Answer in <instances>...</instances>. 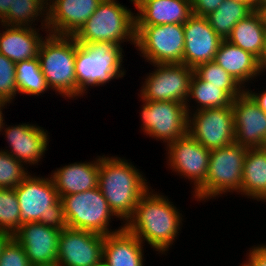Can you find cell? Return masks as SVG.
Returning <instances> with one entry per match:
<instances>
[{
	"instance_id": "37",
	"label": "cell",
	"mask_w": 266,
	"mask_h": 266,
	"mask_svg": "<svg viewBox=\"0 0 266 266\" xmlns=\"http://www.w3.org/2000/svg\"><path fill=\"white\" fill-rule=\"evenodd\" d=\"M248 262L252 266H266V246L255 247L250 250Z\"/></svg>"
},
{
	"instance_id": "5",
	"label": "cell",
	"mask_w": 266,
	"mask_h": 266,
	"mask_svg": "<svg viewBox=\"0 0 266 266\" xmlns=\"http://www.w3.org/2000/svg\"><path fill=\"white\" fill-rule=\"evenodd\" d=\"M73 37L84 45L110 42L120 46L119 43L127 38L136 44L135 16L115 0H102Z\"/></svg>"
},
{
	"instance_id": "20",
	"label": "cell",
	"mask_w": 266,
	"mask_h": 266,
	"mask_svg": "<svg viewBox=\"0 0 266 266\" xmlns=\"http://www.w3.org/2000/svg\"><path fill=\"white\" fill-rule=\"evenodd\" d=\"M142 242L125 227L104 236V266H143Z\"/></svg>"
},
{
	"instance_id": "16",
	"label": "cell",
	"mask_w": 266,
	"mask_h": 266,
	"mask_svg": "<svg viewBox=\"0 0 266 266\" xmlns=\"http://www.w3.org/2000/svg\"><path fill=\"white\" fill-rule=\"evenodd\" d=\"M235 142L248 148H262L266 134V113L243 91L232 101Z\"/></svg>"
},
{
	"instance_id": "43",
	"label": "cell",
	"mask_w": 266,
	"mask_h": 266,
	"mask_svg": "<svg viewBox=\"0 0 266 266\" xmlns=\"http://www.w3.org/2000/svg\"><path fill=\"white\" fill-rule=\"evenodd\" d=\"M4 105H6V102L5 101H3V100H1L0 99V131H1V127H3L2 125H4V123H3V116H2V106L4 107Z\"/></svg>"
},
{
	"instance_id": "19",
	"label": "cell",
	"mask_w": 266,
	"mask_h": 266,
	"mask_svg": "<svg viewBox=\"0 0 266 266\" xmlns=\"http://www.w3.org/2000/svg\"><path fill=\"white\" fill-rule=\"evenodd\" d=\"M139 10L135 25L184 24L192 15L191 0H131Z\"/></svg>"
},
{
	"instance_id": "38",
	"label": "cell",
	"mask_w": 266,
	"mask_h": 266,
	"mask_svg": "<svg viewBox=\"0 0 266 266\" xmlns=\"http://www.w3.org/2000/svg\"><path fill=\"white\" fill-rule=\"evenodd\" d=\"M253 100L258 104L259 108H261L266 113V91L264 93L257 95L252 93L251 91H246Z\"/></svg>"
},
{
	"instance_id": "22",
	"label": "cell",
	"mask_w": 266,
	"mask_h": 266,
	"mask_svg": "<svg viewBox=\"0 0 266 266\" xmlns=\"http://www.w3.org/2000/svg\"><path fill=\"white\" fill-rule=\"evenodd\" d=\"M100 158L94 163H74L58 169L51 177L61 199L98 187Z\"/></svg>"
},
{
	"instance_id": "47",
	"label": "cell",
	"mask_w": 266,
	"mask_h": 266,
	"mask_svg": "<svg viewBox=\"0 0 266 266\" xmlns=\"http://www.w3.org/2000/svg\"><path fill=\"white\" fill-rule=\"evenodd\" d=\"M30 266H57V264H52V265H30Z\"/></svg>"
},
{
	"instance_id": "14",
	"label": "cell",
	"mask_w": 266,
	"mask_h": 266,
	"mask_svg": "<svg viewBox=\"0 0 266 266\" xmlns=\"http://www.w3.org/2000/svg\"><path fill=\"white\" fill-rule=\"evenodd\" d=\"M183 27V64L194 69L201 63L214 61L223 39L210 26L207 17L192 14Z\"/></svg>"
},
{
	"instance_id": "39",
	"label": "cell",
	"mask_w": 266,
	"mask_h": 266,
	"mask_svg": "<svg viewBox=\"0 0 266 266\" xmlns=\"http://www.w3.org/2000/svg\"><path fill=\"white\" fill-rule=\"evenodd\" d=\"M13 0H0V19L1 22L7 17L10 5H12Z\"/></svg>"
},
{
	"instance_id": "4",
	"label": "cell",
	"mask_w": 266,
	"mask_h": 266,
	"mask_svg": "<svg viewBox=\"0 0 266 266\" xmlns=\"http://www.w3.org/2000/svg\"><path fill=\"white\" fill-rule=\"evenodd\" d=\"M122 48L110 42H76L75 74L77 96L86 91V86L103 85L115 77L124 76L120 70Z\"/></svg>"
},
{
	"instance_id": "10",
	"label": "cell",
	"mask_w": 266,
	"mask_h": 266,
	"mask_svg": "<svg viewBox=\"0 0 266 266\" xmlns=\"http://www.w3.org/2000/svg\"><path fill=\"white\" fill-rule=\"evenodd\" d=\"M144 132L168 144L188 133V105L174 101H144Z\"/></svg>"
},
{
	"instance_id": "42",
	"label": "cell",
	"mask_w": 266,
	"mask_h": 266,
	"mask_svg": "<svg viewBox=\"0 0 266 266\" xmlns=\"http://www.w3.org/2000/svg\"><path fill=\"white\" fill-rule=\"evenodd\" d=\"M255 11L259 14L261 21L266 29V3L257 6L255 8Z\"/></svg>"
},
{
	"instance_id": "18",
	"label": "cell",
	"mask_w": 266,
	"mask_h": 266,
	"mask_svg": "<svg viewBox=\"0 0 266 266\" xmlns=\"http://www.w3.org/2000/svg\"><path fill=\"white\" fill-rule=\"evenodd\" d=\"M102 0H55L47 8L44 25L53 35L74 36ZM52 25V26H51Z\"/></svg>"
},
{
	"instance_id": "23",
	"label": "cell",
	"mask_w": 266,
	"mask_h": 266,
	"mask_svg": "<svg viewBox=\"0 0 266 266\" xmlns=\"http://www.w3.org/2000/svg\"><path fill=\"white\" fill-rule=\"evenodd\" d=\"M9 27L3 34L0 33V53L14 63L37 58L43 39L35 29L31 26Z\"/></svg>"
},
{
	"instance_id": "45",
	"label": "cell",
	"mask_w": 266,
	"mask_h": 266,
	"mask_svg": "<svg viewBox=\"0 0 266 266\" xmlns=\"http://www.w3.org/2000/svg\"><path fill=\"white\" fill-rule=\"evenodd\" d=\"M236 1L250 2L253 5V8H254V0H236Z\"/></svg>"
},
{
	"instance_id": "24",
	"label": "cell",
	"mask_w": 266,
	"mask_h": 266,
	"mask_svg": "<svg viewBox=\"0 0 266 266\" xmlns=\"http://www.w3.org/2000/svg\"><path fill=\"white\" fill-rule=\"evenodd\" d=\"M214 62L220 65L240 85L260 73L258 59L251 53L223 40Z\"/></svg>"
},
{
	"instance_id": "36",
	"label": "cell",
	"mask_w": 266,
	"mask_h": 266,
	"mask_svg": "<svg viewBox=\"0 0 266 266\" xmlns=\"http://www.w3.org/2000/svg\"><path fill=\"white\" fill-rule=\"evenodd\" d=\"M225 0H191L192 14L206 17Z\"/></svg>"
},
{
	"instance_id": "9",
	"label": "cell",
	"mask_w": 266,
	"mask_h": 266,
	"mask_svg": "<svg viewBox=\"0 0 266 266\" xmlns=\"http://www.w3.org/2000/svg\"><path fill=\"white\" fill-rule=\"evenodd\" d=\"M136 46L154 64L183 63V24L135 25Z\"/></svg>"
},
{
	"instance_id": "41",
	"label": "cell",
	"mask_w": 266,
	"mask_h": 266,
	"mask_svg": "<svg viewBox=\"0 0 266 266\" xmlns=\"http://www.w3.org/2000/svg\"><path fill=\"white\" fill-rule=\"evenodd\" d=\"M13 236L6 232V231H0V255L2 252V249L7 244V242L12 238Z\"/></svg>"
},
{
	"instance_id": "49",
	"label": "cell",
	"mask_w": 266,
	"mask_h": 266,
	"mask_svg": "<svg viewBox=\"0 0 266 266\" xmlns=\"http://www.w3.org/2000/svg\"><path fill=\"white\" fill-rule=\"evenodd\" d=\"M43 5L48 1V0H39ZM45 1V2H44Z\"/></svg>"
},
{
	"instance_id": "11",
	"label": "cell",
	"mask_w": 266,
	"mask_h": 266,
	"mask_svg": "<svg viewBox=\"0 0 266 266\" xmlns=\"http://www.w3.org/2000/svg\"><path fill=\"white\" fill-rule=\"evenodd\" d=\"M196 111L192 119L188 116V133L204 148L214 150L235 142L232 105Z\"/></svg>"
},
{
	"instance_id": "13",
	"label": "cell",
	"mask_w": 266,
	"mask_h": 266,
	"mask_svg": "<svg viewBox=\"0 0 266 266\" xmlns=\"http://www.w3.org/2000/svg\"><path fill=\"white\" fill-rule=\"evenodd\" d=\"M104 235L66 227L60 230L57 266H101Z\"/></svg>"
},
{
	"instance_id": "48",
	"label": "cell",
	"mask_w": 266,
	"mask_h": 266,
	"mask_svg": "<svg viewBox=\"0 0 266 266\" xmlns=\"http://www.w3.org/2000/svg\"><path fill=\"white\" fill-rule=\"evenodd\" d=\"M242 266H252L249 262H247L246 264H243Z\"/></svg>"
},
{
	"instance_id": "12",
	"label": "cell",
	"mask_w": 266,
	"mask_h": 266,
	"mask_svg": "<svg viewBox=\"0 0 266 266\" xmlns=\"http://www.w3.org/2000/svg\"><path fill=\"white\" fill-rule=\"evenodd\" d=\"M141 90L143 101H174L186 105L194 69L183 63L155 64Z\"/></svg>"
},
{
	"instance_id": "33",
	"label": "cell",
	"mask_w": 266,
	"mask_h": 266,
	"mask_svg": "<svg viewBox=\"0 0 266 266\" xmlns=\"http://www.w3.org/2000/svg\"><path fill=\"white\" fill-rule=\"evenodd\" d=\"M21 163L8 151H0V188L14 189L28 176Z\"/></svg>"
},
{
	"instance_id": "25",
	"label": "cell",
	"mask_w": 266,
	"mask_h": 266,
	"mask_svg": "<svg viewBox=\"0 0 266 266\" xmlns=\"http://www.w3.org/2000/svg\"><path fill=\"white\" fill-rule=\"evenodd\" d=\"M241 192L266 200V150L248 148L243 165Z\"/></svg>"
},
{
	"instance_id": "46",
	"label": "cell",
	"mask_w": 266,
	"mask_h": 266,
	"mask_svg": "<svg viewBox=\"0 0 266 266\" xmlns=\"http://www.w3.org/2000/svg\"><path fill=\"white\" fill-rule=\"evenodd\" d=\"M262 148L266 150V134H265V137H264V142L262 144Z\"/></svg>"
},
{
	"instance_id": "35",
	"label": "cell",
	"mask_w": 266,
	"mask_h": 266,
	"mask_svg": "<svg viewBox=\"0 0 266 266\" xmlns=\"http://www.w3.org/2000/svg\"><path fill=\"white\" fill-rule=\"evenodd\" d=\"M23 247L12 237L2 249L0 266H30Z\"/></svg>"
},
{
	"instance_id": "6",
	"label": "cell",
	"mask_w": 266,
	"mask_h": 266,
	"mask_svg": "<svg viewBox=\"0 0 266 266\" xmlns=\"http://www.w3.org/2000/svg\"><path fill=\"white\" fill-rule=\"evenodd\" d=\"M45 40L40 45L38 58L48 87L66 97L77 96L76 39L49 34Z\"/></svg>"
},
{
	"instance_id": "32",
	"label": "cell",
	"mask_w": 266,
	"mask_h": 266,
	"mask_svg": "<svg viewBox=\"0 0 266 266\" xmlns=\"http://www.w3.org/2000/svg\"><path fill=\"white\" fill-rule=\"evenodd\" d=\"M43 6L39 0H13L8 10V15L2 22L5 25L8 24L6 25L8 27L10 25L26 27L33 21L35 16L37 17L42 13V10L45 11Z\"/></svg>"
},
{
	"instance_id": "40",
	"label": "cell",
	"mask_w": 266,
	"mask_h": 266,
	"mask_svg": "<svg viewBox=\"0 0 266 266\" xmlns=\"http://www.w3.org/2000/svg\"><path fill=\"white\" fill-rule=\"evenodd\" d=\"M258 65H259L260 71H263V69H266V32H265L263 50L258 59Z\"/></svg>"
},
{
	"instance_id": "27",
	"label": "cell",
	"mask_w": 266,
	"mask_h": 266,
	"mask_svg": "<svg viewBox=\"0 0 266 266\" xmlns=\"http://www.w3.org/2000/svg\"><path fill=\"white\" fill-rule=\"evenodd\" d=\"M255 9L250 2L225 0L221 5L209 15L208 22L213 30L226 40L232 32L234 26L250 15Z\"/></svg>"
},
{
	"instance_id": "21",
	"label": "cell",
	"mask_w": 266,
	"mask_h": 266,
	"mask_svg": "<svg viewBox=\"0 0 266 266\" xmlns=\"http://www.w3.org/2000/svg\"><path fill=\"white\" fill-rule=\"evenodd\" d=\"M5 132L12 149L9 154L18 161L35 164L47 149V134L35 125L8 127Z\"/></svg>"
},
{
	"instance_id": "26",
	"label": "cell",
	"mask_w": 266,
	"mask_h": 266,
	"mask_svg": "<svg viewBox=\"0 0 266 266\" xmlns=\"http://www.w3.org/2000/svg\"><path fill=\"white\" fill-rule=\"evenodd\" d=\"M265 32L261 18L254 10L234 26L226 40L259 59L264 46Z\"/></svg>"
},
{
	"instance_id": "1",
	"label": "cell",
	"mask_w": 266,
	"mask_h": 266,
	"mask_svg": "<svg viewBox=\"0 0 266 266\" xmlns=\"http://www.w3.org/2000/svg\"><path fill=\"white\" fill-rule=\"evenodd\" d=\"M148 192L140 197L133 216L124 227L141 242L146 239L156 251L163 252L177 236L180 213L168 199Z\"/></svg>"
},
{
	"instance_id": "3",
	"label": "cell",
	"mask_w": 266,
	"mask_h": 266,
	"mask_svg": "<svg viewBox=\"0 0 266 266\" xmlns=\"http://www.w3.org/2000/svg\"><path fill=\"white\" fill-rule=\"evenodd\" d=\"M14 190L21 211L20 226L40 222L59 230L67 227L63 204L51 178L28 175Z\"/></svg>"
},
{
	"instance_id": "8",
	"label": "cell",
	"mask_w": 266,
	"mask_h": 266,
	"mask_svg": "<svg viewBox=\"0 0 266 266\" xmlns=\"http://www.w3.org/2000/svg\"><path fill=\"white\" fill-rule=\"evenodd\" d=\"M67 227L81 229L107 236L111 216L115 214L99 187L61 198Z\"/></svg>"
},
{
	"instance_id": "15",
	"label": "cell",
	"mask_w": 266,
	"mask_h": 266,
	"mask_svg": "<svg viewBox=\"0 0 266 266\" xmlns=\"http://www.w3.org/2000/svg\"><path fill=\"white\" fill-rule=\"evenodd\" d=\"M168 146L170 166L185 177L194 180L196 191L206 180L210 150L204 148L189 133Z\"/></svg>"
},
{
	"instance_id": "31",
	"label": "cell",
	"mask_w": 266,
	"mask_h": 266,
	"mask_svg": "<svg viewBox=\"0 0 266 266\" xmlns=\"http://www.w3.org/2000/svg\"><path fill=\"white\" fill-rule=\"evenodd\" d=\"M20 214L15 190L0 188V231L13 236L20 228Z\"/></svg>"
},
{
	"instance_id": "30",
	"label": "cell",
	"mask_w": 266,
	"mask_h": 266,
	"mask_svg": "<svg viewBox=\"0 0 266 266\" xmlns=\"http://www.w3.org/2000/svg\"><path fill=\"white\" fill-rule=\"evenodd\" d=\"M194 74L199 79L209 82L211 85L219 86V89H223L232 99L244 91H241L242 87L240 84L214 61L197 65L194 68Z\"/></svg>"
},
{
	"instance_id": "7",
	"label": "cell",
	"mask_w": 266,
	"mask_h": 266,
	"mask_svg": "<svg viewBox=\"0 0 266 266\" xmlns=\"http://www.w3.org/2000/svg\"><path fill=\"white\" fill-rule=\"evenodd\" d=\"M248 147L233 142L210 150L209 168L205 182L195 191V197L204 199L223 192H241L244 159Z\"/></svg>"
},
{
	"instance_id": "2",
	"label": "cell",
	"mask_w": 266,
	"mask_h": 266,
	"mask_svg": "<svg viewBox=\"0 0 266 266\" xmlns=\"http://www.w3.org/2000/svg\"><path fill=\"white\" fill-rule=\"evenodd\" d=\"M144 181L138 170L123 159L100 158L98 187L120 219L128 221L133 216L140 197L149 190Z\"/></svg>"
},
{
	"instance_id": "44",
	"label": "cell",
	"mask_w": 266,
	"mask_h": 266,
	"mask_svg": "<svg viewBox=\"0 0 266 266\" xmlns=\"http://www.w3.org/2000/svg\"><path fill=\"white\" fill-rule=\"evenodd\" d=\"M264 3H266V0H254V9Z\"/></svg>"
},
{
	"instance_id": "28",
	"label": "cell",
	"mask_w": 266,
	"mask_h": 266,
	"mask_svg": "<svg viewBox=\"0 0 266 266\" xmlns=\"http://www.w3.org/2000/svg\"><path fill=\"white\" fill-rule=\"evenodd\" d=\"M16 84L22 94L38 95L48 89L39 58L16 63Z\"/></svg>"
},
{
	"instance_id": "29",
	"label": "cell",
	"mask_w": 266,
	"mask_h": 266,
	"mask_svg": "<svg viewBox=\"0 0 266 266\" xmlns=\"http://www.w3.org/2000/svg\"><path fill=\"white\" fill-rule=\"evenodd\" d=\"M201 103L198 110L226 107L232 105L233 99L219 86H214L199 79L195 74L190 81L189 96Z\"/></svg>"
},
{
	"instance_id": "17",
	"label": "cell",
	"mask_w": 266,
	"mask_h": 266,
	"mask_svg": "<svg viewBox=\"0 0 266 266\" xmlns=\"http://www.w3.org/2000/svg\"><path fill=\"white\" fill-rule=\"evenodd\" d=\"M60 230L40 222L20 226L13 235L23 247L31 265L57 264Z\"/></svg>"
},
{
	"instance_id": "34",
	"label": "cell",
	"mask_w": 266,
	"mask_h": 266,
	"mask_svg": "<svg viewBox=\"0 0 266 266\" xmlns=\"http://www.w3.org/2000/svg\"><path fill=\"white\" fill-rule=\"evenodd\" d=\"M17 91L16 63L0 53V99L10 102Z\"/></svg>"
}]
</instances>
